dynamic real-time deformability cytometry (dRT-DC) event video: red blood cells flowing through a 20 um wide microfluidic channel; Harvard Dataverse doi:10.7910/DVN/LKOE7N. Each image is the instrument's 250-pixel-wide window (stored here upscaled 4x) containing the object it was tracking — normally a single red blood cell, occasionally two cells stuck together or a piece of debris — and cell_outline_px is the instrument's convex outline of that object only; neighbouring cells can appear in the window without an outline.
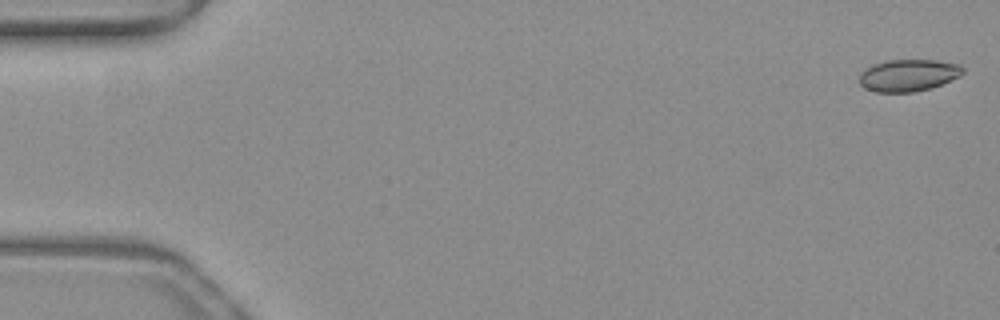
{"species": "common noctule bat (a hibernating species)", "species_latin": "Nyctalus noctula", "temperature_condition": "warm", "stored_images_in_passage": 52, "camera_frame_rate_fps": 3000, "um_per_image_px": 0.085, "animal": {"sex": "female", "body_mass_g": 19.3, "forearm_length_mm": 54.1}, "frame": {"image": 1, "passage_image": 1, "time_ms": 0.0, "image_size_px": [1000, 320], "cell_outline_px": [[964, 72], [960, 76], [940, 84], [928, 88], [912, 92], [876, 92], [864, 88], [860, 84], [860, 72], [872, 64], [888, 60], [936, 60], [960, 64], [964, 68]], "centroid_in_image_um": [77.19, 6.39], "position_along_channel_um": 7.8, "area_um2": 19.25}}
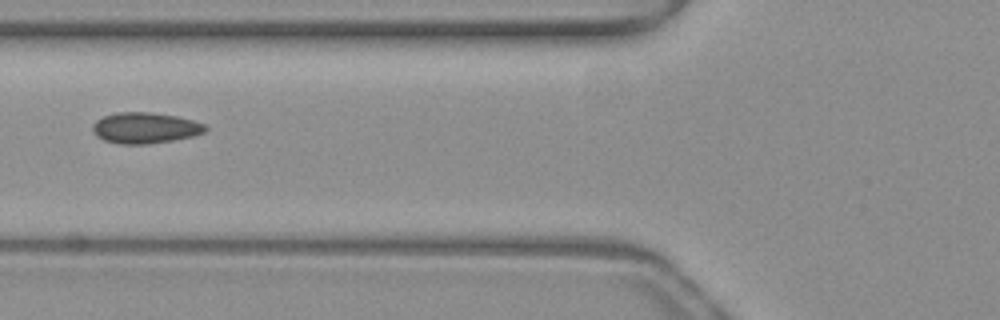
{"frame": {"image": 2, "passage_image": 20, "time_ms": 6.333, "image_size_px": [1000, 320], "cell_outline_px": [[208, 128], [204, 132], [192, 136], [172, 140], [148, 144], [120, 144], [104, 140], [96, 136], [92, 132], [92, 124], [96, 120], [104, 116], [116, 112], [148, 112], [176, 116], [192, 120], [204, 124]], "centroid_in_image_um": [12.29, 10.87], "position_along_channel_um": 113.5, "area_um2": 20.29}}
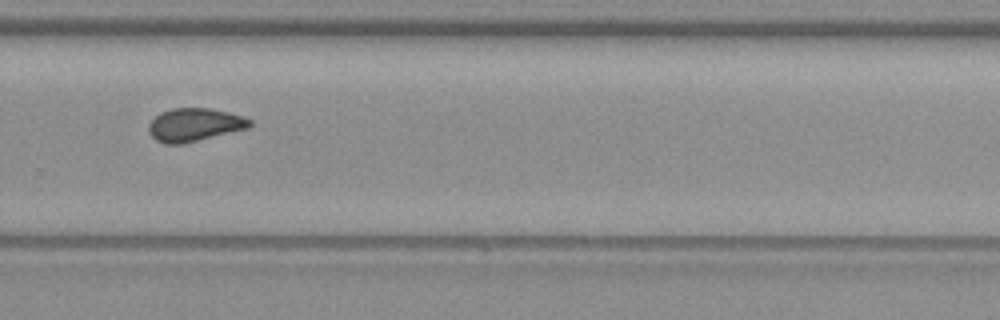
{"frame": {"image": 3, "passage_image": 35, "time_ms": 11.333, "image_size_px": [1000, 320], "cell_outline_px": [[252, 124], [248, 128], [184, 144], [164, 144], [156, 140], [148, 132], [148, 124], [160, 112], [172, 108], [208, 108], [228, 112], [252, 120]], "centroid_in_image_um": [16.5, 10.61], "position_along_channel_um": 313.3, "area_um2": 19.54}}